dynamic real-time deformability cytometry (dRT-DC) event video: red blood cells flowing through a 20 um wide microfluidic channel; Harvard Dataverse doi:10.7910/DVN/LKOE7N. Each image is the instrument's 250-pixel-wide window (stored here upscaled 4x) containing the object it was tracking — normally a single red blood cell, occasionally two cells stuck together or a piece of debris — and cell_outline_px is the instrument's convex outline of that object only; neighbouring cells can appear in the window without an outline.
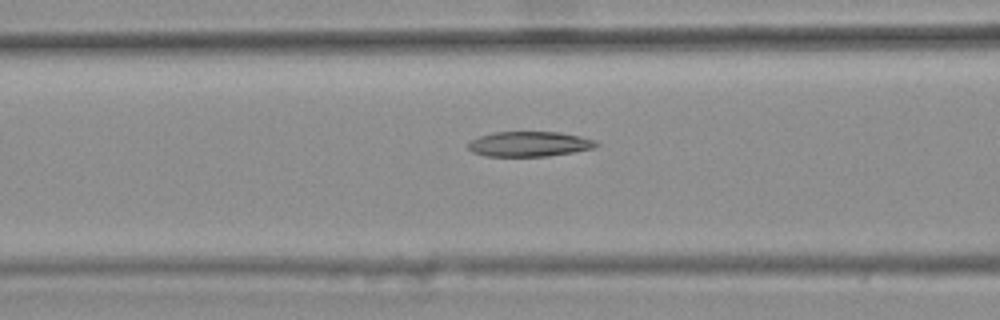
{"species": "common noctule bat (a hibernating species)", "species_latin": "Nyctalus noctula", "temperature_condition": "warm", "stored_images_in_passage": 29, "camera_frame_rate_fps": 3000, "um_per_image_px": 0.085, "animal": {"sex": "female", "body_mass_g": 25.1}, "frame": {"image": 1, "passage_image": 6, "time_ms": 1.667, "image_size_px": [1000, 320], "cell_outline_px": [[600, 144], [592, 148], [572, 152], [548, 156], [484, 156], [472, 152], [468, 148], [468, 144], [472, 140], [480, 136], [496, 132], [560, 132], [580, 136], [596, 140]], "centroid_in_image_um": [45.0, 12.24], "position_along_channel_um": 121.6, "area_um2": 18.61}}
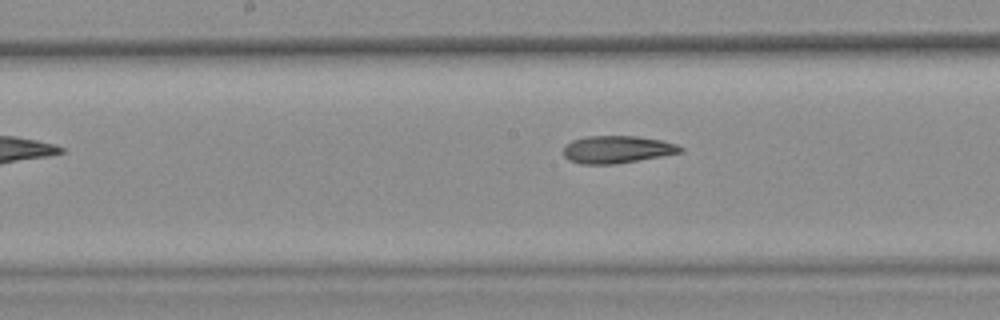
{"frame": {"image": 2, "passage_image": 12, "time_ms": 3.667, "image_size_px": [1000, 320], "cell_outline_px": [[684, 152], [612, 164], [580, 164], [568, 160], [564, 156], [564, 148], [572, 140], [584, 136], [636, 136], [660, 140], [676, 144], [684, 148]], "centroid_in_image_um": [52.43, 12.7], "position_along_channel_um": 195.8, "area_um2": 18.55}}
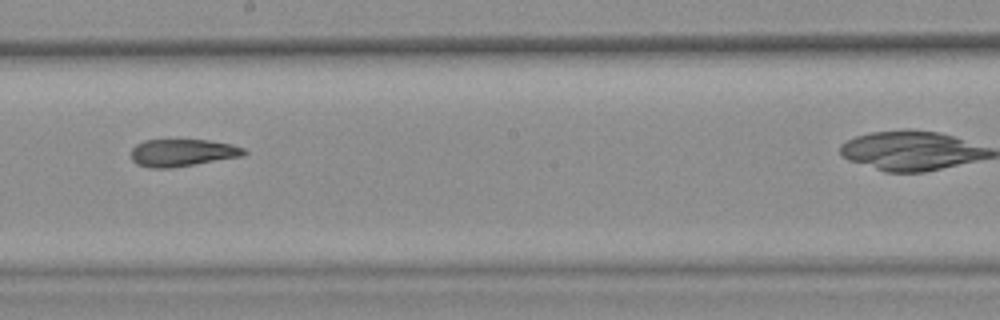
{"frame": {"image": 3, "passage_image": 15, "time_ms": 4.667, "image_size_px": [1000, 320], "cell_outline_px": [[248, 152], [244, 156], [172, 168], [148, 168], [136, 164], [132, 160], [132, 148], [136, 144], [144, 140], [208, 140], [232, 144], [244, 148]], "centroid_in_image_um": [15.52, 12.99], "position_along_channel_um": 232.7, "area_um2": 18.15}, "authors_computed_cell_mechanics": {"area_um2": 18.785, "velocity_mm_per_s": 3.7089, "shape_relaxation_time_tau1_ms": null, "shape_relaxation_time_tau2_ms": 4.5498, "deformation_change_tau1": null, "deformation_change_tau2": 0.1404}}